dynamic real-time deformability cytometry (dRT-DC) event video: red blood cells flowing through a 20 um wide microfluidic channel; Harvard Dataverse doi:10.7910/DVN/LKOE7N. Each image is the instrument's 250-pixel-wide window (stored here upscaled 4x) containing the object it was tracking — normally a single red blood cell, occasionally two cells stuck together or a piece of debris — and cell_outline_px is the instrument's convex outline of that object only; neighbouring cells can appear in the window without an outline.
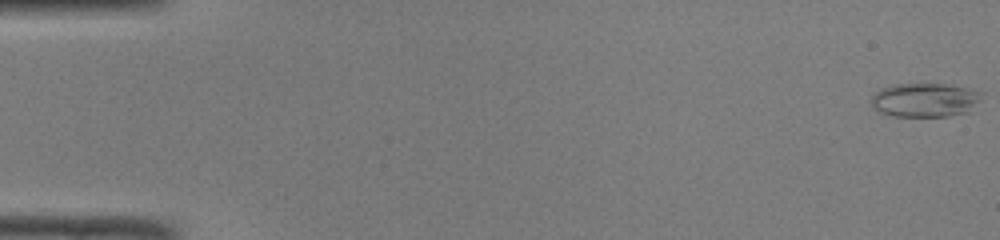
{"species": "common noctule bat (a hibernating species)", "species_latin": "Nyctalus noctula", "temperature_condition": "room temperature", "stored_images_in_passage": 51, "camera_frame_rate_fps": 3000, "um_per_image_px": 0.085, "animal": {"sex": "male", "body_mass_g": 19.0, "forearm_length_mm": 50.8}, "frame": {"image": 1, "passage_image": 1, "time_ms": 0.0, "image_size_px": [1000, 240], "cell_outline_px": [[984, 92], [980, 100], [968, 112], [948, 116], [892, 116], [880, 112], [872, 108], [872, 96], [880, 88], [896, 84], [948, 84], [972, 88]], "centroid_in_image_um": [78.65, 8.49], "position_along_channel_um": 6.4, "area_um2": 22.08}}
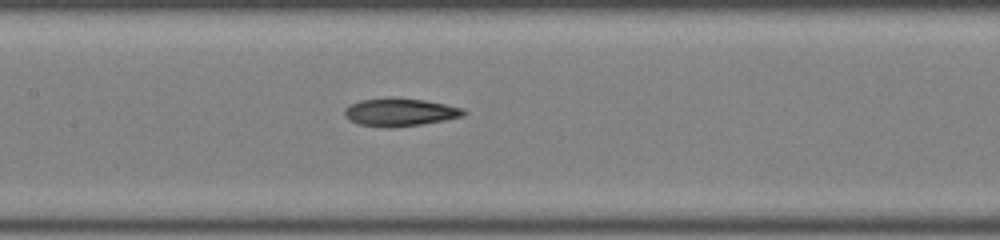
{"frame": {"image": 2, "passage_image": 25, "time_ms": 8.0, "image_size_px": [1000, 240], "cell_outline_px": [[468, 112], [464, 116], [444, 120], [420, 124], [392, 128], [388, 128], [360, 124], [348, 120], [344, 116], [344, 108], [348, 104], [360, 100], [384, 96], [392, 96], [424, 100], [464, 108]], "centroid_in_image_um": [33.95, 9.51], "position_along_channel_um": 173.5, "area_um2": 19.83}}
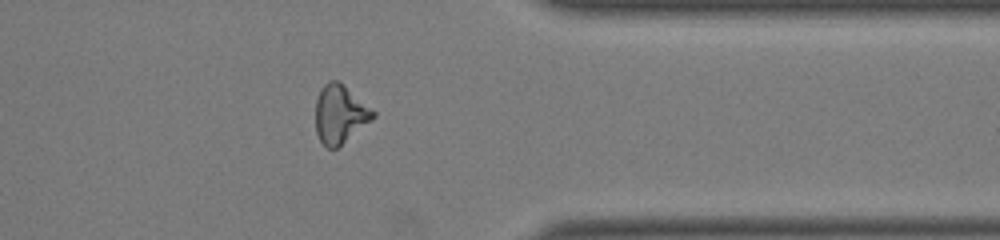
{"frame": {"image": 3, "passage_image": 41, "time_ms": 13.333, "image_size_px": [1000, 240], "cell_outline_px": [[376, 116], [372, 120], [336, 148], [328, 148], [320, 140], [316, 132], [316, 100], [320, 88], [328, 80], [336, 80], [344, 84], [376, 112]], "centroid_in_image_um": [28.89, 9.67], "position_along_channel_um": 382.5, "area_um2": 19.48}, "authors_computed_cell_mechanics": {"area_um2": 19.941, "velocity_mm_per_s": 4.0939, "shape_relaxation_time_tau1_ms": null, "shape_relaxation_time_tau2_ms": 3.7022, "deformation_change_tau1": null, "deformation_change_tau2": 0.1294}}